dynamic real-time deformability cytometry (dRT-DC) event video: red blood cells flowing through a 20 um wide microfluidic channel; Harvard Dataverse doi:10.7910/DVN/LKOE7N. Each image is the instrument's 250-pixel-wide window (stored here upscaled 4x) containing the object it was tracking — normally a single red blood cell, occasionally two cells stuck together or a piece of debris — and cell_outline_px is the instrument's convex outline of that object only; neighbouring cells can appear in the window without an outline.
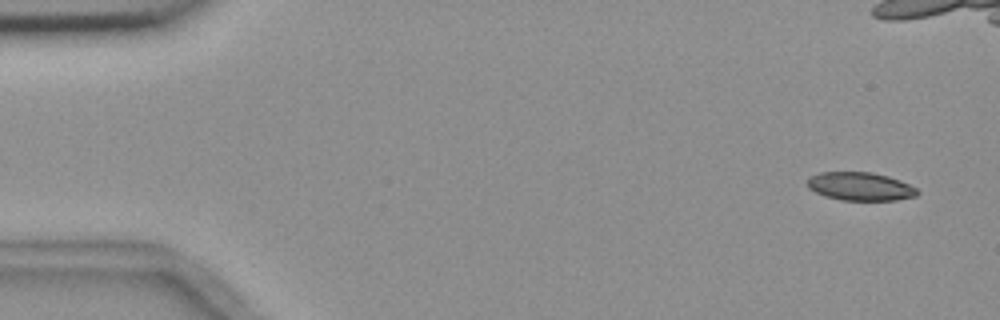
{"species": "common noctule bat (a hibernating species)", "species_latin": "Nyctalus noctula", "temperature_condition": "room temperature", "stored_images_in_passage": 4, "camera_frame_rate_fps": 3000, "um_per_image_px": 0.085, "animal": {"sex": "female", "body_mass_g": 18.4}, "frame": {"image": 1, "passage_image": 1, "time_ms": 0.0, "image_size_px": [1000, 320], "cell_outline_px": [[920, 192], [916, 196], [896, 200], [840, 200], [824, 196], [808, 188], [808, 180], [812, 176], [820, 172], [872, 172], [888, 176], [900, 180], [916, 188]], "centroid_in_image_um": [73.14, 15.85], "position_along_channel_um": 11.9, "area_um2": 18.09}}